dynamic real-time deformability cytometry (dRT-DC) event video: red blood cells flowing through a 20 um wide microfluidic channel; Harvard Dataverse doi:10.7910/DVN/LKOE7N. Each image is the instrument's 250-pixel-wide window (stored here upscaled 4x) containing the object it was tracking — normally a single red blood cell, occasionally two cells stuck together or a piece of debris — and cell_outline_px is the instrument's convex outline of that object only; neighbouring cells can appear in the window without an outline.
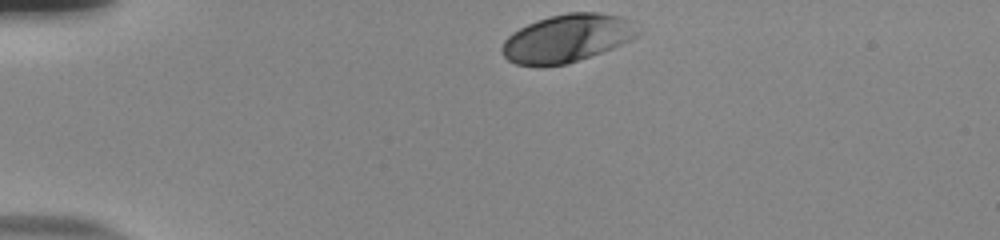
{"species": "human", "species_latin": "Homo sapiens", "temperature_condition": "room temperature", "stored_images_in_passage": 34, "camera_frame_rate_fps": 3000, "um_per_image_px": 0.085, "donor": {"sex": "male"}, "frame": {"image": 1, "passage_image": 1, "time_ms": 0.0, "image_size_px": [1000, 240], "cell_outline_px": [[640, 36], [612, 48], [568, 64], [540, 68], [516, 64], [508, 60], [500, 52], [500, 48], [504, 40], [512, 32], [536, 20], [568, 12], [596, 12], [620, 16], [628, 20], [640, 32]], "centroid_in_image_um": [48.15, 3.28], "position_along_channel_um": 36.8, "area_um2": 38.21}}
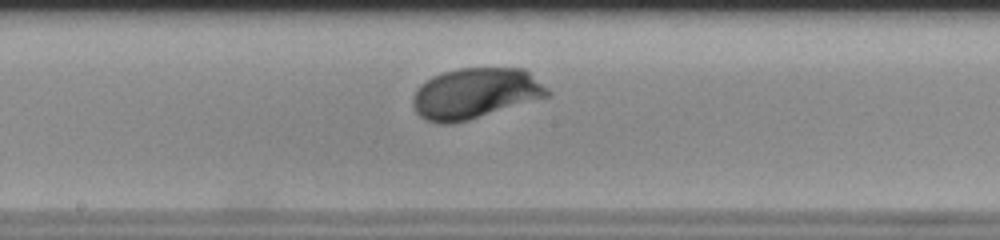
{"frame": {"image": 2, "passage_image": 19, "time_ms": 6.0, "image_size_px": [1000, 240], "cell_outline_px": [[552, 92], [548, 96], [468, 120], [452, 124], [436, 124], [424, 120], [416, 112], [412, 104], [412, 96], [416, 88], [420, 84], [432, 76], [456, 68], [524, 68], [548, 88]], "centroid_in_image_um": [40.35, 7.94], "position_along_channel_um": 207.9, "area_um2": 39.88}}
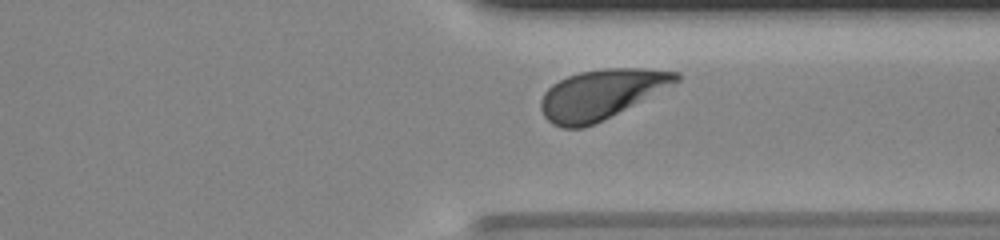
{"frame": {"image": 3, "passage_image": 31, "time_ms": 10.0, "image_size_px": [1000, 240], "cell_outline_px": [[680, 80], [584, 128], [564, 128], [552, 124], [544, 116], [540, 108], [540, 100], [544, 92], [552, 84], [568, 76], [580, 72], [604, 68], [640, 68], [680, 72]], "centroid_in_image_um": [51.02, 7.99], "position_along_channel_um": 360.4, "area_um2": 38.15}, "authors_computed_cell_mechanics": {"area_um2": 38.6104, "velocity_mm_per_s": 3.795, "shape_relaxation_time_tau1_ms": 1.6896, "shape_relaxation_time_tau2_ms": null, "deformation_change_tau1": 0.1274, "deformation_change_tau2": null}}